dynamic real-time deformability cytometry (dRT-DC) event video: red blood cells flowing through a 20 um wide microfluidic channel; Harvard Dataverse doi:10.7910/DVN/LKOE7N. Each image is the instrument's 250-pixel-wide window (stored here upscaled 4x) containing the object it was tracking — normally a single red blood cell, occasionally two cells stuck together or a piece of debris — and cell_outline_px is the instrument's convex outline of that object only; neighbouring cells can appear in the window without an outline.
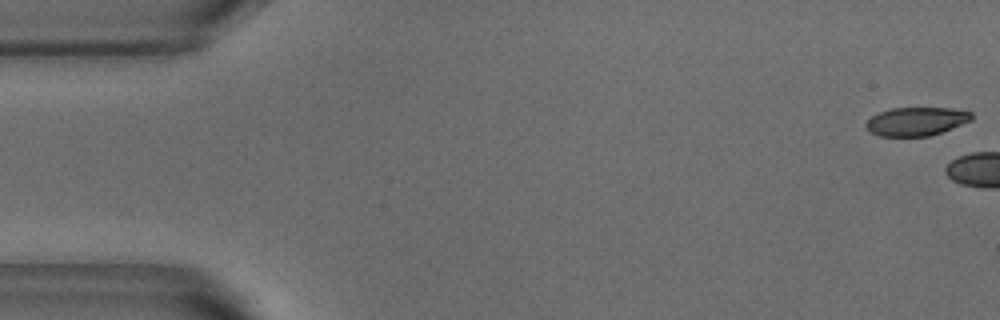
{"species": "common noctule bat (a hibernating species)", "species_latin": "Nyctalus noctula", "temperature_condition": "warm", "stored_images_in_passage": 3, "camera_frame_rate_fps": 3000, "um_per_image_px": 0.085, "animal": {"sex": "male", "body_mass_g": 18.8}, "frame": {"image": 1, "passage_image": 1, "time_ms": 0.0, "image_size_px": [1000, 320], "cell_outline_px": [[972, 120], [940, 132], [928, 136], [880, 136], [872, 132], [864, 124], [872, 116], [880, 112], [892, 108], [952, 108], [972, 112]], "centroid_in_image_um": [77.89, 10.31], "position_along_channel_um": 7.1, "area_um2": 17.28}}